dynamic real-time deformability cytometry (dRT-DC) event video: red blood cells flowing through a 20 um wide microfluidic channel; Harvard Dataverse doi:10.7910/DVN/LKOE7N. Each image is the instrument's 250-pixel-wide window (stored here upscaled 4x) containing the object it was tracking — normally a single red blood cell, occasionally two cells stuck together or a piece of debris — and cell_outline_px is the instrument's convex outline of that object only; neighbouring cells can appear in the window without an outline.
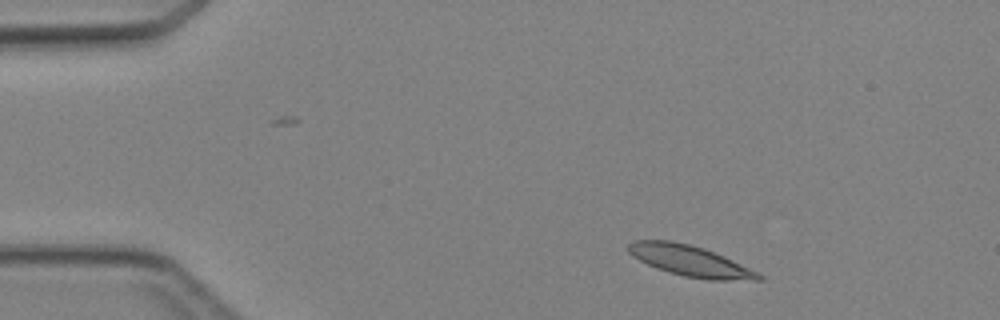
{"species": "Egyptian fruit bat (a non-hibernating species)", "species_latin": "Rousettus aegyptiacus", "temperature_condition": "cold", "stored_images_in_passage": 5, "camera_frame_rate_fps": 3000, "um_per_image_px": 0.085, "animal": {"sex": "female"}, "frame": {"image": 1, "passage_image": 2, "time_ms": 1.0, "image_size_px": [1000, 320], "cell_outline_px": [[764, 280], [708, 280], [684, 276], [668, 272], [656, 268], [632, 256], [628, 252], [628, 244], [632, 240], [672, 240], [704, 248], [724, 256], [760, 272], [764, 276]], "centroid_in_image_um": [58.69, 22.18], "position_along_channel_um": 26.3, "area_um2": 23.58}}
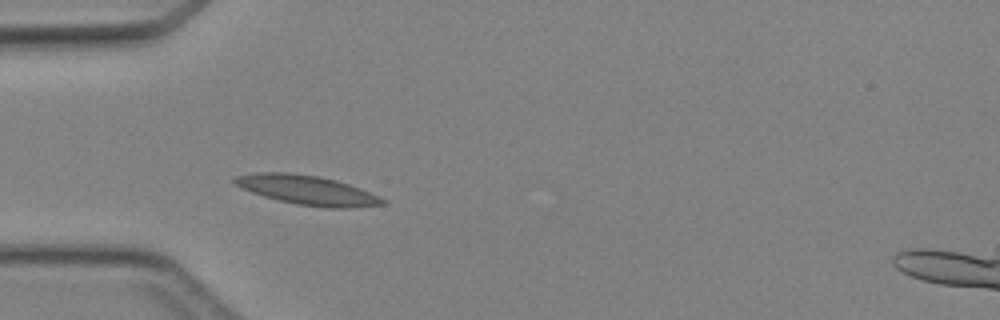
{"frame": {"image": 2, "passage_image": 4, "time_ms": 3.333, "image_size_px": [1000, 320], "cell_outline_px": [[388, 204], [352, 208], [328, 208], [296, 204], [264, 196], [252, 192], [236, 184], [232, 180], [232, 176], [256, 172], [288, 172], [320, 176], [336, 180], [360, 188], [388, 200]], "centroid_in_image_um": [26.15, 16.15], "position_along_channel_um": 58.8, "area_um2": 25.43}}